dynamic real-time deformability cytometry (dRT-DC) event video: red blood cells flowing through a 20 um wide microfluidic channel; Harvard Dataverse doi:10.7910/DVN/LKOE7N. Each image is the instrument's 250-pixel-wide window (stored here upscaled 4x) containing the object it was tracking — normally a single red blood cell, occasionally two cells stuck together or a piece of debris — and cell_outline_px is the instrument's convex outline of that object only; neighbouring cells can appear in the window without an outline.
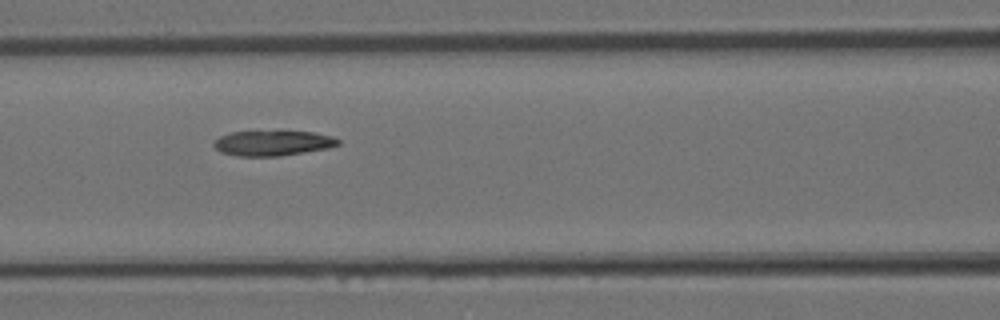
{"species": "Egyptian fruit bat (a non-hibernating species)", "species_latin": "Rousettus aegyptiacus", "temperature_condition": "room temperature", "stored_images_in_passage": 7, "camera_frame_rate_fps": 3000, "um_per_image_px": 0.085, "animal": {"sex": "female"}, "frame": {"image": 1, "passage_image": 6, "time_ms": 1.667, "image_size_px": [1000, 320], "cell_outline_px": [[340, 144], [328, 148], [280, 156], [240, 156], [220, 152], [212, 144], [220, 136], [232, 132], [280, 128], [312, 132], [332, 136], [340, 140]], "centroid_in_image_um": [23.2, 12.11], "position_along_channel_um": 143.4, "area_um2": 19.07}}
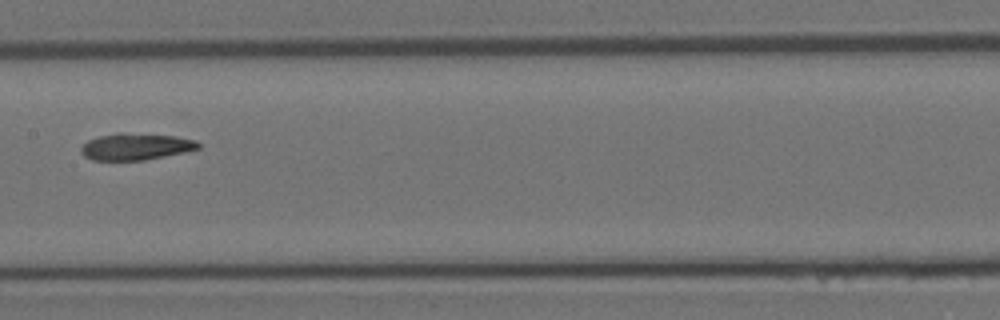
{"frame": {"image": 2, "passage_image": 7, "time_ms": 2.0, "image_size_px": [1000, 320], "cell_outline_px": [[200, 148], [184, 152], [144, 160], [92, 160], [84, 156], [80, 152], [80, 148], [88, 140], [100, 136], [120, 132], [124, 132], [176, 136], [196, 140], [200, 144]], "centroid_in_image_um": [11.53, 12.45], "position_along_channel_um": 195.9, "area_um2": 18.26}}